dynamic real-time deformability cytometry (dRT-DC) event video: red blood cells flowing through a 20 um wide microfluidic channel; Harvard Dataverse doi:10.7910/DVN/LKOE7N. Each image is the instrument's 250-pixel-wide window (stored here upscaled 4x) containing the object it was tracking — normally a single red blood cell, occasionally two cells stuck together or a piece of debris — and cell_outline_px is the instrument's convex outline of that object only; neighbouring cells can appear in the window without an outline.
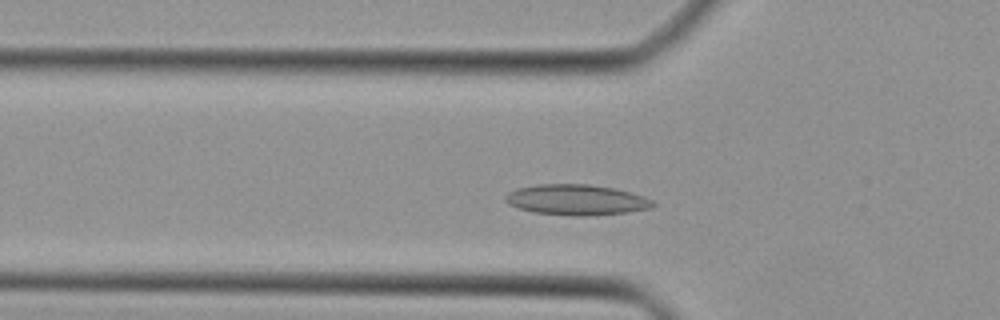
{"species": "Egyptian fruit bat (a non-hibernating species)", "species_latin": "Rousettus aegyptiacus", "temperature_condition": "cold", "stored_images_in_passage": 39, "camera_frame_rate_fps": 3000, "um_per_image_px": 0.085, "animal": {"sex": "female"}, "frame": {"image": 1, "passage_image": 8, "time_ms": 2.333, "image_size_px": [1000, 320], "cell_outline_px": [[656, 204], [652, 208], [628, 212], [588, 216], [568, 216], [532, 212], [508, 204], [504, 200], [504, 196], [508, 192], [516, 188], [540, 184], [592, 184], [616, 188], [632, 192], [644, 196], [652, 200]], "centroid_in_image_um": [49.01, 16.98], "position_along_channel_um": 76.8, "area_um2": 26.7}}
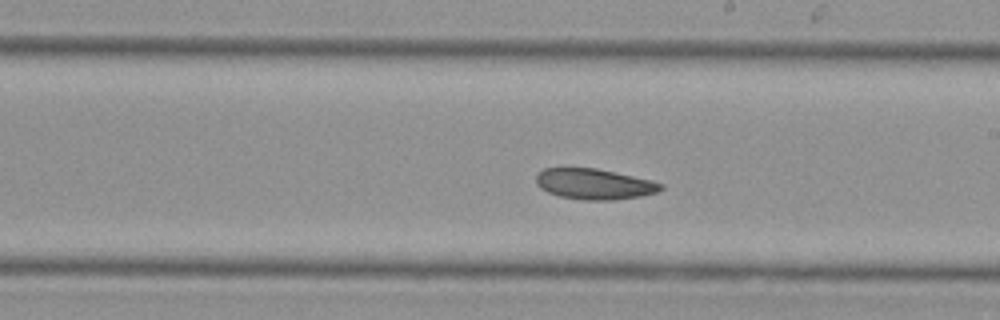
{"frame": {"image": 2, "passage_image": 19, "time_ms": 6.0, "image_size_px": [1000, 320], "cell_outline_px": [[664, 188], [656, 192], [640, 196], [612, 200], [584, 200], [560, 196], [548, 192], [540, 188], [536, 184], [536, 176], [544, 168], [596, 168], [632, 176], [664, 184]], "centroid_in_image_um": [50.49, 15.64], "position_along_channel_um": 238.5, "area_um2": 22.02}}
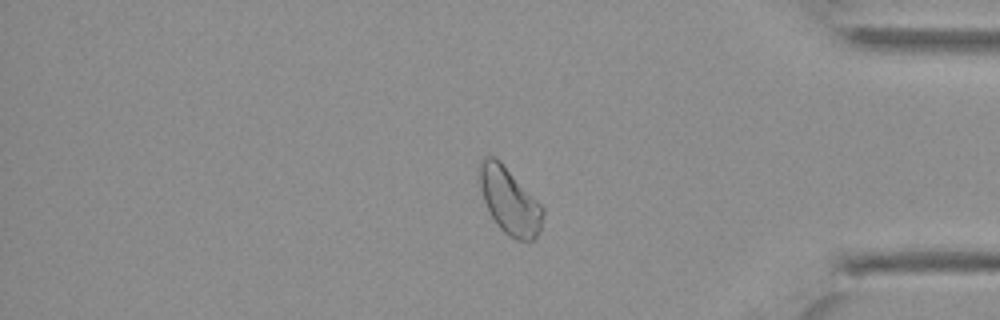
{"frame": {"image": 3, "passage_image": 31, "time_ms": 10.0, "image_size_px": [1000, 320], "cell_outline_px": [[544, 212], [540, 232], [528, 244], [516, 240], [508, 236], [496, 224], [488, 212], [480, 188], [480, 160], [484, 156], [492, 156], [500, 160], [544, 208]], "centroid_in_image_um": [43.32, 17.12], "position_along_channel_um": 391.9, "area_um2": 24.68}}